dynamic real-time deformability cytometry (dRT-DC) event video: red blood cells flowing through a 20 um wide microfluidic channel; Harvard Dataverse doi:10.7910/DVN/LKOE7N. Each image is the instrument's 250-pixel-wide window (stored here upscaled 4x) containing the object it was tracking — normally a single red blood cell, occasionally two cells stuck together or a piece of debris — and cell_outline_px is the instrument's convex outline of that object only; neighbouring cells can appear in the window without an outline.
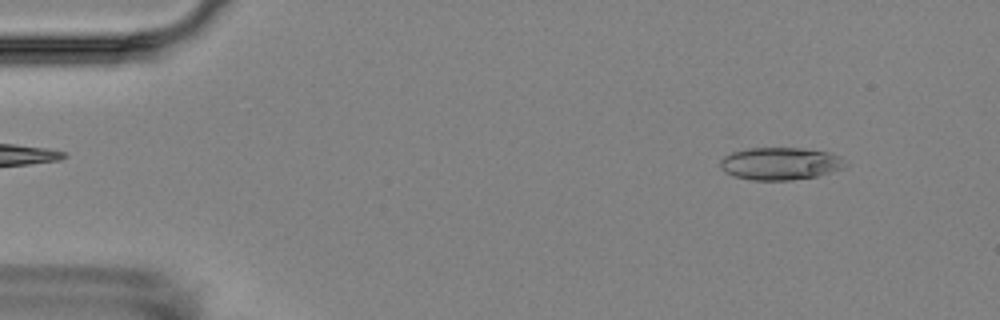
{"species": "Egyptian fruit bat (a non-hibernating species)", "species_latin": "Rousettus aegyptiacus", "temperature_condition": "room temperature", "stored_images_in_passage": 6, "camera_frame_rate_fps": 3000, "um_per_image_px": 0.085, "animal": {"sex": "female"}, "frame": {"image": 1, "passage_image": 1, "time_ms": 0.0, "image_size_px": [1000, 320], "cell_outline_px": [[848, 164], [844, 168], [816, 176], [792, 180], [752, 180], [736, 176], [724, 172], [720, 168], [720, 160], [724, 156], [732, 152], [748, 148], [800, 148], [828, 152], [840, 156]], "centroid_in_image_um": [66.32, 13.9], "position_along_channel_um": 18.7, "area_um2": 23.7}}
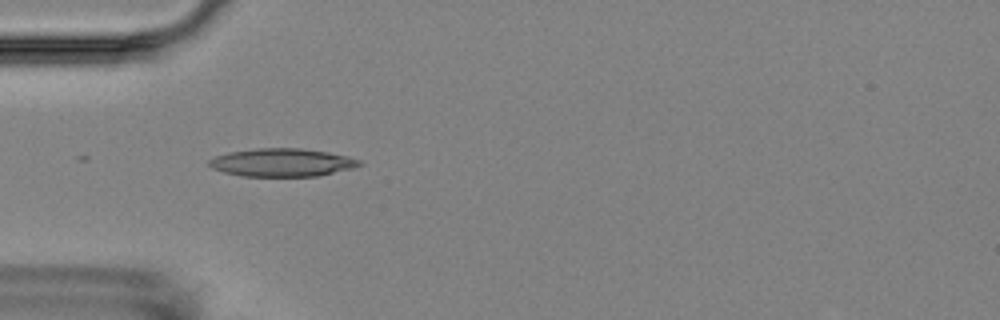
{"frame": {"image": 2, "passage_image": 4, "time_ms": 3.667, "image_size_px": [1000, 320], "cell_outline_px": [[364, 164], [352, 168], [316, 176], [244, 176], [224, 172], [212, 168], [208, 164], [208, 160], [216, 156], [228, 152], [256, 148], [300, 148], [348, 156], [360, 160]], "centroid_in_image_um": [23.95, 13.81], "position_along_channel_um": 61.0, "area_um2": 24.39}}